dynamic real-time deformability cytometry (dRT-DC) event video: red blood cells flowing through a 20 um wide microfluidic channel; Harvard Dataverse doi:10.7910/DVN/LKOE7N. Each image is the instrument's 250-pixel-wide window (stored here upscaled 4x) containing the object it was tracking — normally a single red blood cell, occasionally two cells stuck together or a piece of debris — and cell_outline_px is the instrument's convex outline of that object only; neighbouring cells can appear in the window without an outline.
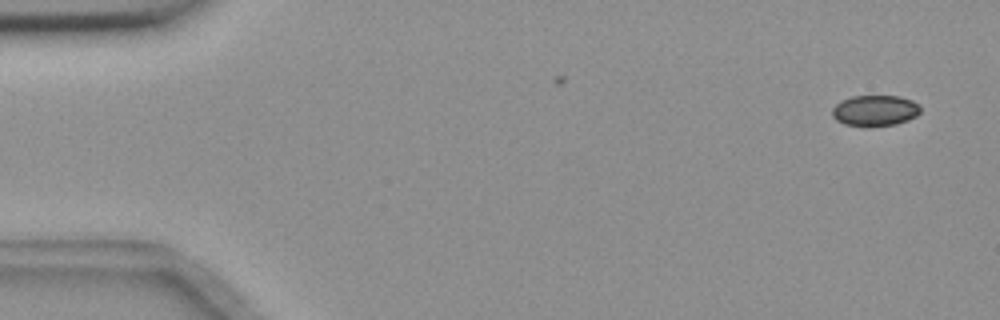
{"species": "common noctule bat (a hibernating species)", "species_latin": "Nyctalus noctula", "temperature_condition": "room temperature", "stored_images_in_passage": 28, "camera_frame_rate_fps": 3000, "um_per_image_px": 0.085, "animal": {"sex": "female", "body_mass_g": 18.4}, "frame": {"image": 1, "passage_image": 1, "time_ms": 0.0, "image_size_px": [1000, 320], "cell_outline_px": [[920, 112], [916, 116], [892, 124], [848, 124], [840, 120], [832, 112], [832, 108], [836, 104], [844, 100], [856, 96], [896, 96], [908, 100], [916, 104], [920, 108]], "centroid_in_image_um": [74.39, 9.35], "position_along_channel_um": 10.6, "area_um2": 14.62}}
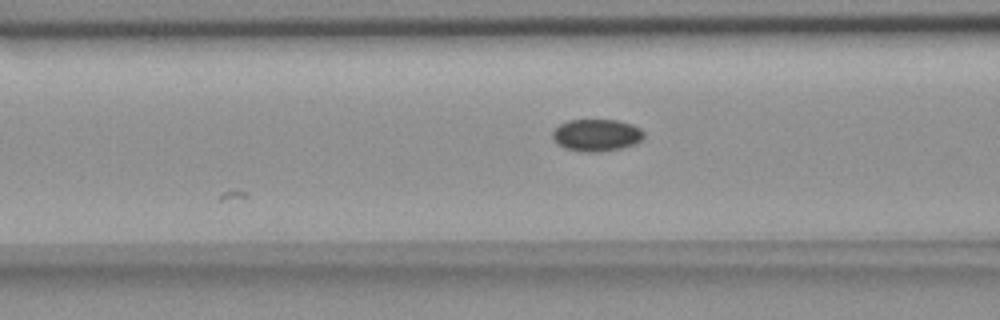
{"frame": {"image": 2, "passage_image": 20, "time_ms": 6.333, "image_size_px": [1000, 320], "cell_outline_px": [[644, 136], [640, 140], [616, 148], [568, 148], [560, 144], [552, 136], [552, 132], [560, 124], [572, 120], [616, 120], [640, 128], [644, 132]], "centroid_in_image_um": [50.7, 11.39], "position_along_channel_um": 115.9, "area_um2": 15.43}}
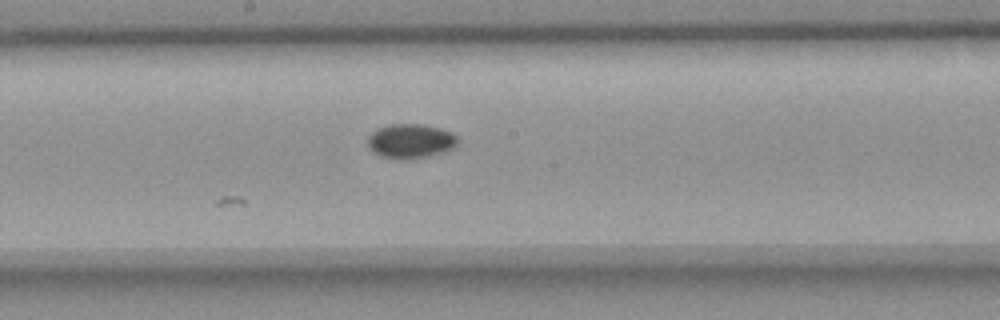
{"frame": {"image": 3, "passage_image": 28, "time_ms": 9.0, "image_size_px": [1000, 320], "cell_outline_px": [[456, 144], [448, 148], [436, 152], [420, 156], [384, 156], [376, 152], [368, 144], [368, 136], [372, 132], [380, 128], [400, 124], [412, 124], [436, 128], [448, 132], [456, 136]], "centroid_in_image_um": [34.84, 11.93], "position_along_channel_um": 213.4, "area_um2": 16.07}}